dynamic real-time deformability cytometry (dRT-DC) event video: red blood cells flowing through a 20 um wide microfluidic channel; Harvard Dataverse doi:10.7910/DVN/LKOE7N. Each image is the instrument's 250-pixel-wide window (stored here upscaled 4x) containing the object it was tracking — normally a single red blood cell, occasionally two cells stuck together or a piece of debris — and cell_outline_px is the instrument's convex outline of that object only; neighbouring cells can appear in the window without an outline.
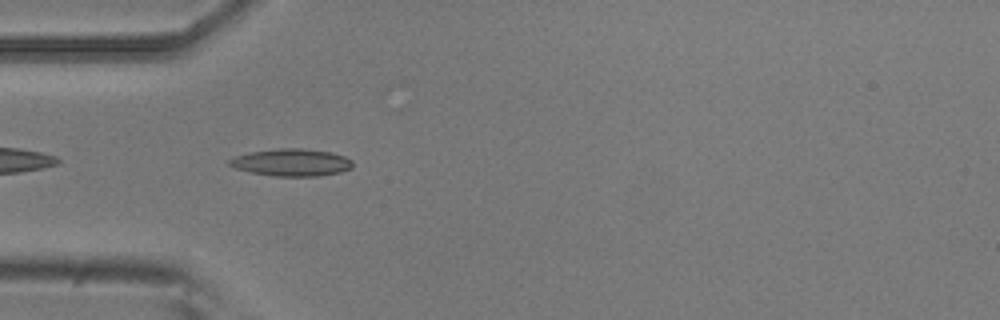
{"species": "common noctule bat (a hibernating species)", "species_latin": "Nyctalus noctula", "temperature_condition": "room temperature", "stored_images_in_passage": 5, "camera_frame_rate_fps": 3000, "um_per_image_px": 0.085, "animal": {"sex": "male", "body_mass_g": 20.5, "forearm_length_mm": 52.5}, "frame": {"image": 1, "passage_image": 4, "time_ms": 1.0, "image_size_px": [1000, 320], "cell_outline_px": [[352, 168], [340, 172], [316, 176], [276, 176], [252, 172], [236, 168], [228, 164], [228, 160], [236, 156], [252, 152], [280, 148], [300, 148], [332, 152], [344, 156], [352, 160]], "centroid_in_image_um": [24.81, 13.8], "position_along_channel_um": 60.2, "area_um2": 19.36}}
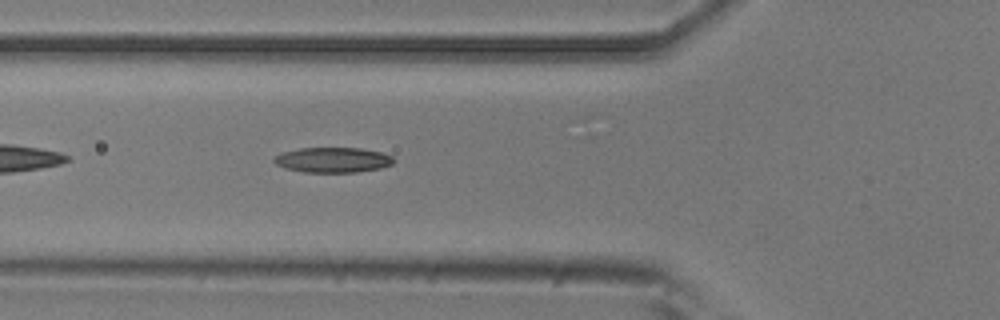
{"frame": {"image": 2, "passage_image": 5, "time_ms": 1.333, "image_size_px": [1000, 320], "cell_outline_px": [[396, 160], [392, 164], [380, 168], [356, 172], [304, 172], [284, 168], [276, 164], [272, 160], [280, 152], [300, 148], [360, 148], [380, 152], [392, 156]], "centroid_in_image_um": [28.27, 13.59], "position_along_channel_um": 97.5, "area_um2": 17.57}}